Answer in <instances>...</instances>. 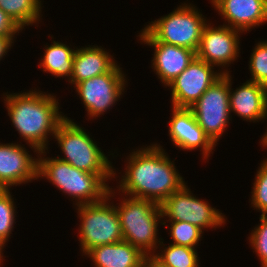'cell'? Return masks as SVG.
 <instances>
[{
  "instance_id": "cell-1",
  "label": "cell",
  "mask_w": 267,
  "mask_h": 267,
  "mask_svg": "<svg viewBox=\"0 0 267 267\" xmlns=\"http://www.w3.org/2000/svg\"><path fill=\"white\" fill-rule=\"evenodd\" d=\"M167 155L157 143L131 152L118 190L161 205L186 184Z\"/></svg>"
},
{
  "instance_id": "cell-2",
  "label": "cell",
  "mask_w": 267,
  "mask_h": 267,
  "mask_svg": "<svg viewBox=\"0 0 267 267\" xmlns=\"http://www.w3.org/2000/svg\"><path fill=\"white\" fill-rule=\"evenodd\" d=\"M5 95V107L21 138L37 154L41 150H48V136L51 134L53 137L58 126L66 119V115L59 112L56 96L36 89Z\"/></svg>"
},
{
  "instance_id": "cell-3",
  "label": "cell",
  "mask_w": 267,
  "mask_h": 267,
  "mask_svg": "<svg viewBox=\"0 0 267 267\" xmlns=\"http://www.w3.org/2000/svg\"><path fill=\"white\" fill-rule=\"evenodd\" d=\"M46 152L41 150L37 154V177L46 178L63 193L73 197L77 201L76 206L99 202L108 195L110 187L106 182L113 179L114 175H97L79 170L56 157H45Z\"/></svg>"
},
{
  "instance_id": "cell-4",
  "label": "cell",
  "mask_w": 267,
  "mask_h": 267,
  "mask_svg": "<svg viewBox=\"0 0 267 267\" xmlns=\"http://www.w3.org/2000/svg\"><path fill=\"white\" fill-rule=\"evenodd\" d=\"M126 197V198H125ZM116 206L119 215L123 240L138 247L145 255L152 256L156 249L163 247L158 239V224L165 225L161 207L156 202L143 198L125 196ZM162 221V222H160ZM161 239V240H160ZM161 241V242H160ZM160 245L158 247V245Z\"/></svg>"
},
{
  "instance_id": "cell-5",
  "label": "cell",
  "mask_w": 267,
  "mask_h": 267,
  "mask_svg": "<svg viewBox=\"0 0 267 267\" xmlns=\"http://www.w3.org/2000/svg\"><path fill=\"white\" fill-rule=\"evenodd\" d=\"M206 24L196 6L184 3L168 15L151 21L138 36L141 41H158L197 51Z\"/></svg>"
},
{
  "instance_id": "cell-6",
  "label": "cell",
  "mask_w": 267,
  "mask_h": 267,
  "mask_svg": "<svg viewBox=\"0 0 267 267\" xmlns=\"http://www.w3.org/2000/svg\"><path fill=\"white\" fill-rule=\"evenodd\" d=\"M53 137L64 154L62 158L58 155V159L88 173L114 175L116 178V171L106 154L98 147L96 141H93L91 136L73 120L66 117Z\"/></svg>"
},
{
  "instance_id": "cell-7",
  "label": "cell",
  "mask_w": 267,
  "mask_h": 267,
  "mask_svg": "<svg viewBox=\"0 0 267 267\" xmlns=\"http://www.w3.org/2000/svg\"><path fill=\"white\" fill-rule=\"evenodd\" d=\"M114 191L115 189L111 187L108 195L99 202L77 205L76 209L81 221L79 242L84 256L94 247L123 241L116 205L110 203V198L115 195Z\"/></svg>"
},
{
  "instance_id": "cell-8",
  "label": "cell",
  "mask_w": 267,
  "mask_h": 267,
  "mask_svg": "<svg viewBox=\"0 0 267 267\" xmlns=\"http://www.w3.org/2000/svg\"><path fill=\"white\" fill-rule=\"evenodd\" d=\"M230 73L223 74L189 107L196 117L197 123L210 140L217 145L222 137L231 112L229 105ZM231 116V117H230Z\"/></svg>"
},
{
  "instance_id": "cell-9",
  "label": "cell",
  "mask_w": 267,
  "mask_h": 267,
  "mask_svg": "<svg viewBox=\"0 0 267 267\" xmlns=\"http://www.w3.org/2000/svg\"><path fill=\"white\" fill-rule=\"evenodd\" d=\"M160 207L163 218H169L166 222L182 221L196 225L202 230L214 227L216 229L226 223L223 213L204 199L194 196L186 184L170 195Z\"/></svg>"
},
{
  "instance_id": "cell-10",
  "label": "cell",
  "mask_w": 267,
  "mask_h": 267,
  "mask_svg": "<svg viewBox=\"0 0 267 267\" xmlns=\"http://www.w3.org/2000/svg\"><path fill=\"white\" fill-rule=\"evenodd\" d=\"M126 77L116 64L109 72L75 84L76 91L85 105L89 118L104 115V112L120 99L126 85Z\"/></svg>"
},
{
  "instance_id": "cell-11",
  "label": "cell",
  "mask_w": 267,
  "mask_h": 267,
  "mask_svg": "<svg viewBox=\"0 0 267 267\" xmlns=\"http://www.w3.org/2000/svg\"><path fill=\"white\" fill-rule=\"evenodd\" d=\"M213 67L195 57L188 67L167 85L171 89L172 107L189 108L218 78L230 73L223 68L221 71H214Z\"/></svg>"
},
{
  "instance_id": "cell-12",
  "label": "cell",
  "mask_w": 267,
  "mask_h": 267,
  "mask_svg": "<svg viewBox=\"0 0 267 267\" xmlns=\"http://www.w3.org/2000/svg\"><path fill=\"white\" fill-rule=\"evenodd\" d=\"M213 26L208 21L204 27L196 57L212 66L229 67L239 57L242 32L226 25Z\"/></svg>"
},
{
  "instance_id": "cell-13",
  "label": "cell",
  "mask_w": 267,
  "mask_h": 267,
  "mask_svg": "<svg viewBox=\"0 0 267 267\" xmlns=\"http://www.w3.org/2000/svg\"><path fill=\"white\" fill-rule=\"evenodd\" d=\"M38 159L24 145L0 143V189L28 183L37 177Z\"/></svg>"
},
{
  "instance_id": "cell-14",
  "label": "cell",
  "mask_w": 267,
  "mask_h": 267,
  "mask_svg": "<svg viewBox=\"0 0 267 267\" xmlns=\"http://www.w3.org/2000/svg\"><path fill=\"white\" fill-rule=\"evenodd\" d=\"M172 118L169 121V135L177 148L194 150L199 147L202 150L203 159L207 160L216 146L204 133L197 123L196 117L189 108L172 107ZM205 158V159H204Z\"/></svg>"
},
{
  "instance_id": "cell-15",
  "label": "cell",
  "mask_w": 267,
  "mask_h": 267,
  "mask_svg": "<svg viewBox=\"0 0 267 267\" xmlns=\"http://www.w3.org/2000/svg\"><path fill=\"white\" fill-rule=\"evenodd\" d=\"M230 28L247 32L267 22V0H210Z\"/></svg>"
},
{
  "instance_id": "cell-16",
  "label": "cell",
  "mask_w": 267,
  "mask_h": 267,
  "mask_svg": "<svg viewBox=\"0 0 267 267\" xmlns=\"http://www.w3.org/2000/svg\"><path fill=\"white\" fill-rule=\"evenodd\" d=\"M230 76V112L249 122L267 119V86L247 80L233 91ZM232 90V91H231ZM259 120V121H258Z\"/></svg>"
},
{
  "instance_id": "cell-17",
  "label": "cell",
  "mask_w": 267,
  "mask_h": 267,
  "mask_svg": "<svg viewBox=\"0 0 267 267\" xmlns=\"http://www.w3.org/2000/svg\"><path fill=\"white\" fill-rule=\"evenodd\" d=\"M154 48L152 69L167 86L180 75L196 57V51L158 41H141Z\"/></svg>"
},
{
  "instance_id": "cell-18",
  "label": "cell",
  "mask_w": 267,
  "mask_h": 267,
  "mask_svg": "<svg viewBox=\"0 0 267 267\" xmlns=\"http://www.w3.org/2000/svg\"><path fill=\"white\" fill-rule=\"evenodd\" d=\"M88 46L75 50L73 72L69 80L72 85L107 73L117 64L113 56L101 46Z\"/></svg>"
},
{
  "instance_id": "cell-19",
  "label": "cell",
  "mask_w": 267,
  "mask_h": 267,
  "mask_svg": "<svg viewBox=\"0 0 267 267\" xmlns=\"http://www.w3.org/2000/svg\"><path fill=\"white\" fill-rule=\"evenodd\" d=\"M85 255L93 260L95 267H141L147 257L138 247L124 240L94 247Z\"/></svg>"
},
{
  "instance_id": "cell-20",
  "label": "cell",
  "mask_w": 267,
  "mask_h": 267,
  "mask_svg": "<svg viewBox=\"0 0 267 267\" xmlns=\"http://www.w3.org/2000/svg\"><path fill=\"white\" fill-rule=\"evenodd\" d=\"M52 43L50 46H45L44 56L40 60L39 67L55 77L63 78L65 76L69 77L67 79L70 80L73 72L75 49L60 41H53Z\"/></svg>"
},
{
  "instance_id": "cell-21",
  "label": "cell",
  "mask_w": 267,
  "mask_h": 267,
  "mask_svg": "<svg viewBox=\"0 0 267 267\" xmlns=\"http://www.w3.org/2000/svg\"><path fill=\"white\" fill-rule=\"evenodd\" d=\"M42 3L40 0H0L2 9L21 29L40 21ZM41 15V16H40Z\"/></svg>"
},
{
  "instance_id": "cell-22",
  "label": "cell",
  "mask_w": 267,
  "mask_h": 267,
  "mask_svg": "<svg viewBox=\"0 0 267 267\" xmlns=\"http://www.w3.org/2000/svg\"><path fill=\"white\" fill-rule=\"evenodd\" d=\"M152 257L163 267H199L197 250L187 246L169 244Z\"/></svg>"
},
{
  "instance_id": "cell-23",
  "label": "cell",
  "mask_w": 267,
  "mask_h": 267,
  "mask_svg": "<svg viewBox=\"0 0 267 267\" xmlns=\"http://www.w3.org/2000/svg\"><path fill=\"white\" fill-rule=\"evenodd\" d=\"M10 189H0V242L5 246L14 228L16 212Z\"/></svg>"
},
{
  "instance_id": "cell-24",
  "label": "cell",
  "mask_w": 267,
  "mask_h": 267,
  "mask_svg": "<svg viewBox=\"0 0 267 267\" xmlns=\"http://www.w3.org/2000/svg\"><path fill=\"white\" fill-rule=\"evenodd\" d=\"M170 224L169 234L174 241L171 244L195 249V246L199 244L198 242L202 238L203 230L196 225L182 221H170Z\"/></svg>"
},
{
  "instance_id": "cell-25",
  "label": "cell",
  "mask_w": 267,
  "mask_h": 267,
  "mask_svg": "<svg viewBox=\"0 0 267 267\" xmlns=\"http://www.w3.org/2000/svg\"><path fill=\"white\" fill-rule=\"evenodd\" d=\"M249 70L251 81L267 86V41L258 42L253 49L250 61Z\"/></svg>"
},
{
  "instance_id": "cell-26",
  "label": "cell",
  "mask_w": 267,
  "mask_h": 267,
  "mask_svg": "<svg viewBox=\"0 0 267 267\" xmlns=\"http://www.w3.org/2000/svg\"><path fill=\"white\" fill-rule=\"evenodd\" d=\"M260 164L251 192V205L262 214L267 215V158Z\"/></svg>"
},
{
  "instance_id": "cell-27",
  "label": "cell",
  "mask_w": 267,
  "mask_h": 267,
  "mask_svg": "<svg viewBox=\"0 0 267 267\" xmlns=\"http://www.w3.org/2000/svg\"><path fill=\"white\" fill-rule=\"evenodd\" d=\"M260 224L255 226L249 237V244L261 261V267H267V215H261Z\"/></svg>"
},
{
  "instance_id": "cell-28",
  "label": "cell",
  "mask_w": 267,
  "mask_h": 267,
  "mask_svg": "<svg viewBox=\"0 0 267 267\" xmlns=\"http://www.w3.org/2000/svg\"><path fill=\"white\" fill-rule=\"evenodd\" d=\"M21 29L0 9V36H15Z\"/></svg>"
},
{
  "instance_id": "cell-29",
  "label": "cell",
  "mask_w": 267,
  "mask_h": 267,
  "mask_svg": "<svg viewBox=\"0 0 267 267\" xmlns=\"http://www.w3.org/2000/svg\"><path fill=\"white\" fill-rule=\"evenodd\" d=\"M14 38V36H0V60L7 55L9 47L11 49V46H13Z\"/></svg>"
},
{
  "instance_id": "cell-30",
  "label": "cell",
  "mask_w": 267,
  "mask_h": 267,
  "mask_svg": "<svg viewBox=\"0 0 267 267\" xmlns=\"http://www.w3.org/2000/svg\"><path fill=\"white\" fill-rule=\"evenodd\" d=\"M141 267H163L159 262H157L152 256H147Z\"/></svg>"
},
{
  "instance_id": "cell-31",
  "label": "cell",
  "mask_w": 267,
  "mask_h": 267,
  "mask_svg": "<svg viewBox=\"0 0 267 267\" xmlns=\"http://www.w3.org/2000/svg\"><path fill=\"white\" fill-rule=\"evenodd\" d=\"M260 141L262 143V146L267 147V132L265 134H263L262 140H260Z\"/></svg>"
},
{
  "instance_id": "cell-32",
  "label": "cell",
  "mask_w": 267,
  "mask_h": 267,
  "mask_svg": "<svg viewBox=\"0 0 267 267\" xmlns=\"http://www.w3.org/2000/svg\"><path fill=\"white\" fill-rule=\"evenodd\" d=\"M3 249H4V245L0 242V265L2 264L4 258H3Z\"/></svg>"
}]
</instances>
